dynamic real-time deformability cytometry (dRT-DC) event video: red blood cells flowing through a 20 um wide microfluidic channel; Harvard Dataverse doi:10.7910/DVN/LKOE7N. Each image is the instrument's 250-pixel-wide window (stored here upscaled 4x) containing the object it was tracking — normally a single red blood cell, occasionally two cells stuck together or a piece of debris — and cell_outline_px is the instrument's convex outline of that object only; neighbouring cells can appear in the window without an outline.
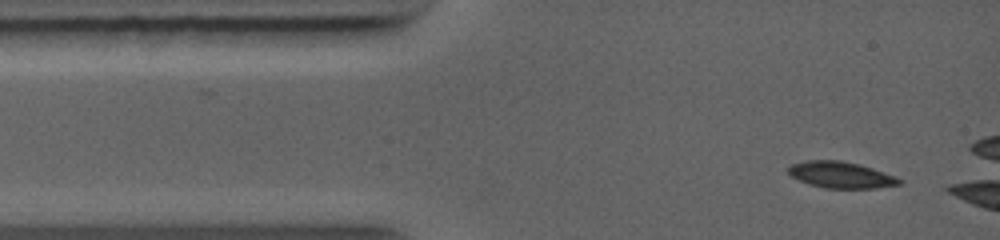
{"species": "common noctule bat (a hibernating species)", "species_latin": "Nyctalus noctula", "temperature_condition": "warm", "stored_images_in_passage": 7, "camera_frame_rate_fps": 5000, "um_per_image_px": 0.085, "animal": {"sex": "female", "body_mass_g": 19.0, "forearm_length_mm": 56.7}, "frame": {"image": 1, "passage_image": 1, "time_ms": 0.0, "image_size_px": [1000, 240], "cell_outline_px": [[904, 180], [900, 184], [876, 188], [824, 188], [808, 184], [792, 176], [788, 172], [788, 168], [792, 164], [808, 160], [840, 160], [860, 164], [896, 176]], "centroid_in_image_um": [71.5, 14.86], "position_along_channel_um": 13.5, "area_um2": 17.05}}